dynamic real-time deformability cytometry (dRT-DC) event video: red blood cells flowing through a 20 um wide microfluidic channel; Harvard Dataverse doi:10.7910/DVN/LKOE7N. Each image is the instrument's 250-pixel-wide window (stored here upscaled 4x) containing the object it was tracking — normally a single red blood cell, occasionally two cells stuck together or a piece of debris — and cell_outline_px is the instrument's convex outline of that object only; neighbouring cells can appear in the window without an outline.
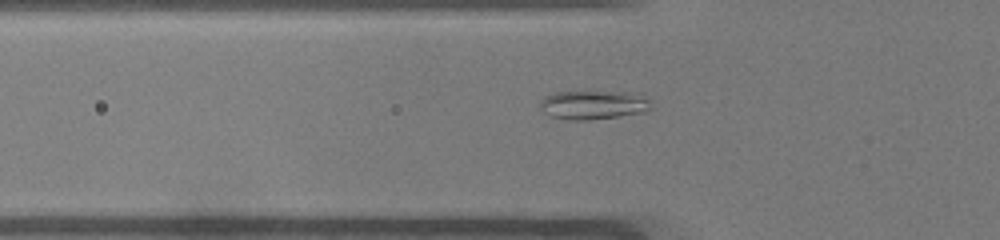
{"species": "common noctule bat (a hibernating species)", "species_latin": "Nyctalus noctula", "temperature_condition": "warm", "stored_images_in_passage": 35, "camera_frame_rate_fps": 3000, "um_per_image_px": 0.085, "animal": {"sex": "male", "body_mass_g": 19.0, "forearm_length_mm": 50.8}, "frame": {"image": 1, "passage_image": 2, "time_ms": 0.333, "image_size_px": [1000, 240], "cell_outline_px": [[644, 100], [632, 112], [616, 116], [556, 116], [544, 104], [544, 100], [548, 96], [568, 92], [584, 92], [620, 96]], "centroid_in_image_um": [50.17, 8.88], "position_along_channel_um": 75.6, "area_um2": 13.7}}
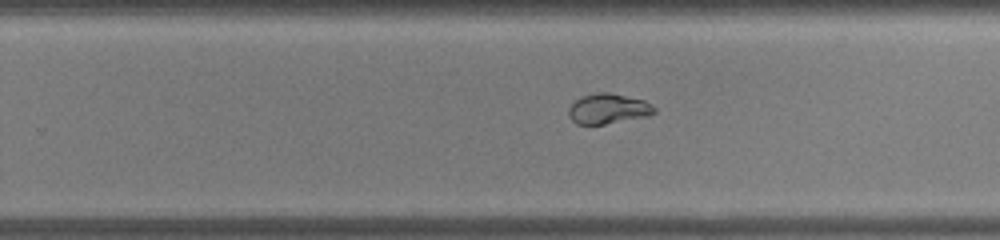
{"frame": {"image": 2, "passage_image": 17, "time_ms": 5.333, "image_size_px": [1000, 240], "cell_outline_px": [[656, 112], [640, 116], [604, 124], [576, 124], [572, 120], [568, 112], [572, 104], [576, 100], [584, 96], [604, 92], [644, 100], [656, 108]], "centroid_in_image_um": [51.66, 9.25], "position_along_channel_um": 278.1, "area_um2": 14.28}}
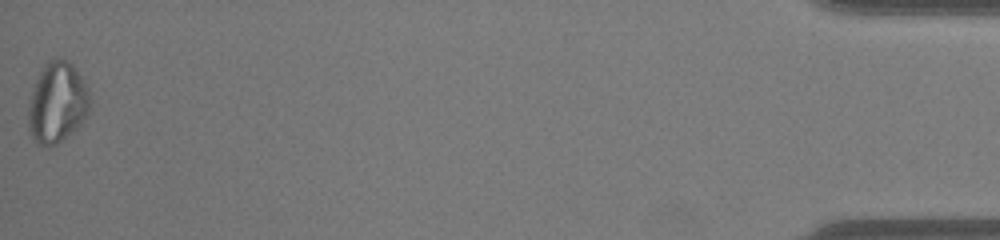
{"frame": {"image": 3, "passage_image": 35, "time_ms": 11.333, "image_size_px": [1000, 240], "cell_outline_px": [[88, 104], [84, 116], [68, 132], [52, 144], [44, 144], [32, 132], [28, 120], [32, 96], [40, 72], [52, 60], [64, 60], [76, 72], [84, 88]], "centroid_in_image_um": [4.82, 8.69], "position_along_channel_um": 430.4, "area_um2": 25.37}}